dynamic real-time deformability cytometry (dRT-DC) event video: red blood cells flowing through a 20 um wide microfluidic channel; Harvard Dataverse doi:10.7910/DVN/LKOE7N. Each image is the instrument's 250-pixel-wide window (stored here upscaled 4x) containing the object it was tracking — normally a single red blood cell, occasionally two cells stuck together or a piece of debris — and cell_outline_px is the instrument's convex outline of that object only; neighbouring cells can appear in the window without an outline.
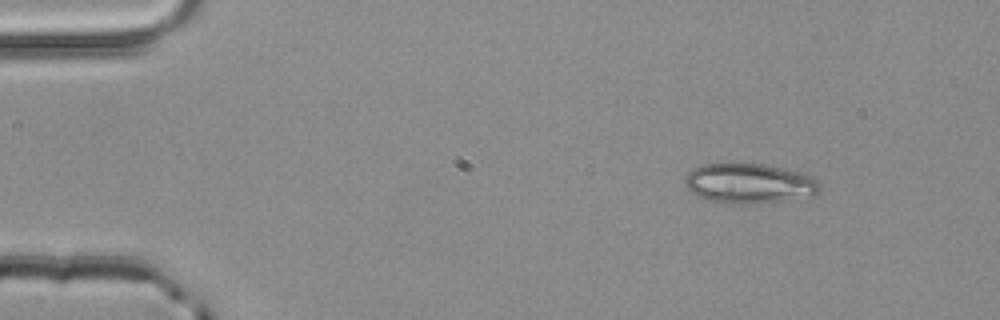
{"species": "common noctule bat (a hibernating species)", "species_latin": "Nyctalus noctula", "temperature_condition": "room temperature", "stored_images_in_passage": 3, "camera_frame_rate_fps": 3000, "um_per_image_px": 0.085, "animal": {"sex": "male", "body_mass_g": 20.4}, "frame": {"image": 1, "passage_image": 1, "time_ms": 0.0, "image_size_px": [1000, 320], "cell_outline_px": [[820, 192], [816, 196], [744, 204], [732, 204], [712, 200], [696, 196], [684, 184], [684, 176], [688, 172], [704, 164], [732, 160], [764, 164], [784, 168], [800, 172], [812, 176], [820, 184]], "centroid_in_image_um": [63.67, 15.54], "position_along_channel_um": 21.3, "area_um2": 32.08}}